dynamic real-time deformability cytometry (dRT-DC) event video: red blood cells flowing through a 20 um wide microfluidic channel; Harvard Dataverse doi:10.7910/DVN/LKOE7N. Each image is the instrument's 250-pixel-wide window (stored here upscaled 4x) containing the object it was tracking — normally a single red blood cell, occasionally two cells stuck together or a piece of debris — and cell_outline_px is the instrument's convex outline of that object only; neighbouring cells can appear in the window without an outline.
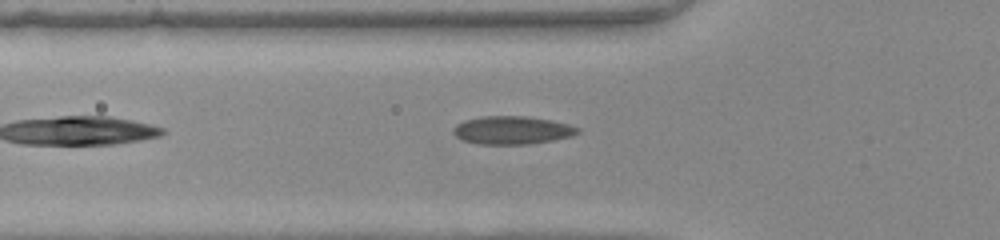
{"species": "common noctule bat (a hibernating species)", "species_latin": "Nyctalus noctula", "temperature_condition": "warm", "stored_images_in_passage": 32, "camera_frame_rate_fps": 3000, "um_per_image_px": 0.085, "animal": {"sex": "female", "body_mass_g": 22.0, "forearm_length_mm": 56.7}, "frame": {"image": 1, "passage_image": 4, "time_ms": 1.0, "image_size_px": [1000, 240], "cell_outline_px": [[580, 132], [572, 136], [552, 140], [524, 144], [480, 144], [464, 140], [456, 136], [452, 132], [452, 128], [456, 124], [464, 120], [480, 116], [528, 116], [552, 120], [568, 124], [580, 128]], "centroid_in_image_um": [43.52, 11.05], "position_along_channel_um": 82.3, "area_um2": 20.4}}
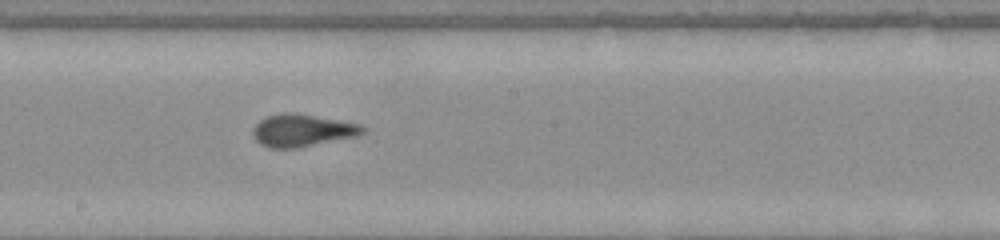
{"frame": {"image": 2, "passage_image": 14, "time_ms": 4.333, "image_size_px": [1000, 240], "cell_outline_px": [[368, 128], [360, 136], [296, 148], [268, 148], [260, 144], [252, 136], [252, 128], [260, 120], [268, 116], [284, 112], [292, 112], [360, 124]], "centroid_in_image_um": [25.69, 11.1], "position_along_channel_um": 222.5, "area_um2": 20.87}}
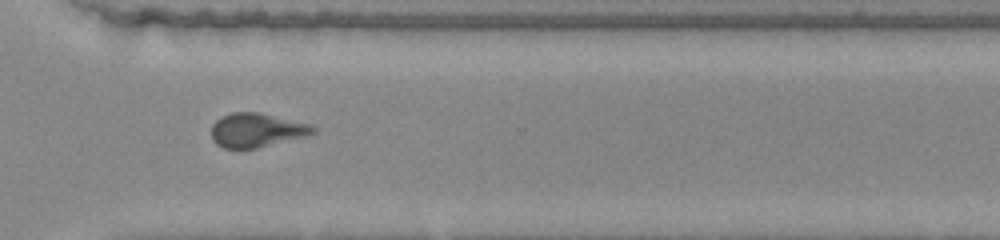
{"frame": {"image": 3, "passage_image": 23, "time_ms": 7.333, "image_size_px": [1000, 240], "cell_outline_px": [[316, 132], [308, 136], [256, 148], [224, 148], [216, 144], [212, 140], [212, 124], [220, 116], [232, 112], [260, 112], [312, 124], [316, 128]], "centroid_in_image_um": [21.84, 11.05], "position_along_channel_um": 348.8, "area_um2": 20.4}}